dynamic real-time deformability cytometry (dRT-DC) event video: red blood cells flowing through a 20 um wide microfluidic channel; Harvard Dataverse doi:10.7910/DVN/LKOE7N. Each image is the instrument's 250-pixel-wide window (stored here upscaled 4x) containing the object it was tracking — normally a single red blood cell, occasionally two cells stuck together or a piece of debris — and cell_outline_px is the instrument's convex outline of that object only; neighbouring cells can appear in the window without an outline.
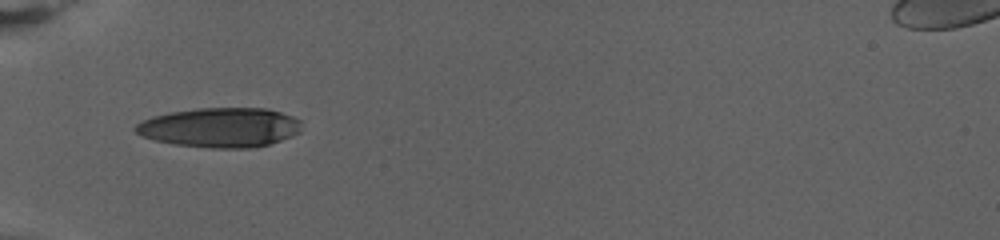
{"species": "human", "species_latin": "Homo sapiens", "temperature_condition": "warm", "stored_images_in_passage": 12, "camera_frame_rate_fps": 3000, "um_per_image_px": 0.085, "donor": {"sex": "female"}, "frame": {"image": 1, "passage_image": 1, "time_ms": 0.0, "image_size_px": [1000, 240], "cell_outline_px": [[300, 132], [292, 136], [268, 144], [252, 148], [212, 148], [172, 144], [156, 140], [144, 136], [136, 132], [132, 128], [136, 124], [152, 116], [172, 112], [196, 108], [268, 108], [292, 116], [300, 120]], "centroid_in_image_um": [18.71, 10.83], "position_along_channel_um": 66.3, "area_um2": 38.26}}
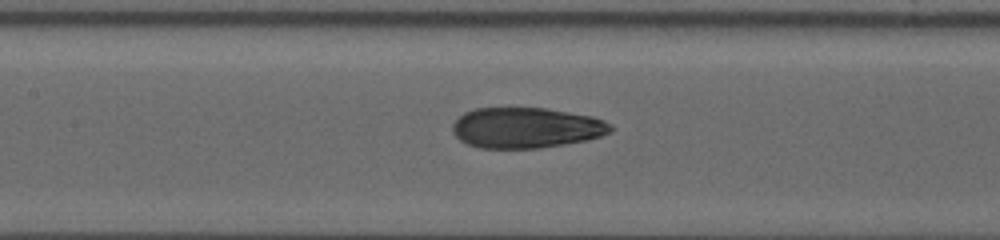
{"frame": {"image": 2, "passage_image": 6, "time_ms": 1.667, "image_size_px": [1000, 240], "cell_outline_px": [[616, 128], [612, 132], [588, 140], [540, 148], [480, 148], [468, 144], [460, 140], [452, 132], [452, 124], [464, 112], [476, 108], [544, 108], [592, 116], [604, 120], [612, 124]], "centroid_in_image_um": [44.75, 10.86], "position_along_channel_um": 162.6, "area_um2": 37.57}}
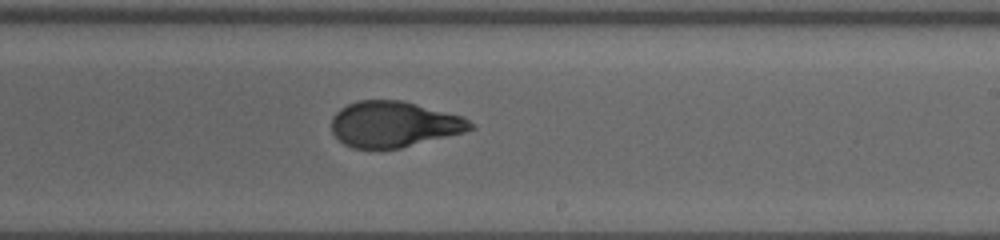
{"frame": {"image": 3, "passage_image": 12, "time_ms": 3.667, "image_size_px": [1000, 240], "cell_outline_px": [[476, 128], [464, 132], [400, 148], [352, 148], [344, 144], [332, 132], [332, 116], [340, 108], [356, 100], [400, 100], [464, 116], [476, 124]], "centroid_in_image_um": [33.5, 10.55], "position_along_channel_um": 255.5, "area_um2": 37.11}}